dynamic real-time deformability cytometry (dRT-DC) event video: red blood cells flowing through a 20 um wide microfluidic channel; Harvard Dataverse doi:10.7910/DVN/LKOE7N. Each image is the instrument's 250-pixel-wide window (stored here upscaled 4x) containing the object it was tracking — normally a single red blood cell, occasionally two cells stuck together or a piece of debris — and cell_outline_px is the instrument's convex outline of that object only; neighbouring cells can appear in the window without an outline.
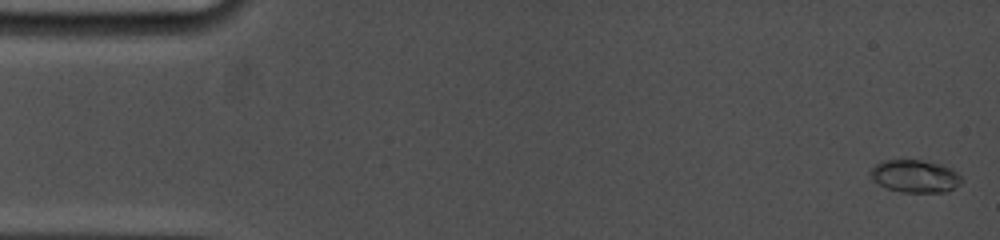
{"species": "common noctule bat (a hibernating species)", "species_latin": "Nyctalus noctula", "temperature_condition": "cold", "stored_images_in_passage": 48, "camera_frame_rate_fps": 5000, "um_per_image_px": 0.085, "animal": {"sex": "female", "body_mass_g": 19.0, "forearm_length_mm": 53.3}, "frame": {"image": 1, "passage_image": 1, "time_ms": 0.0, "image_size_px": [1000, 240], "cell_outline_px": [[964, 180], [960, 184], [948, 192], [900, 192], [888, 188], [880, 184], [868, 172], [876, 164], [884, 160], [920, 160], [940, 164], [952, 168]], "centroid_in_image_um": [77.82, 14.98], "position_along_channel_um": 7.2, "area_um2": 17.22}}
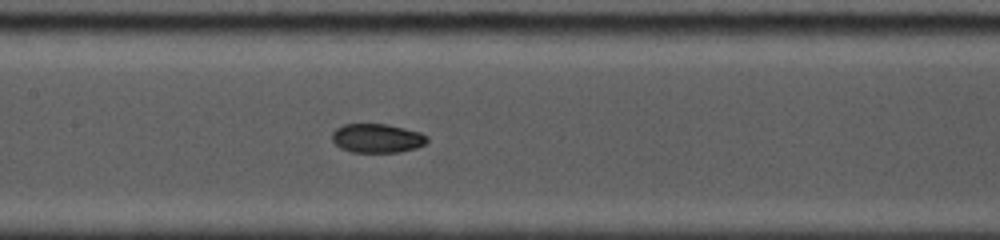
{"frame": {"image": 2, "passage_image": 23, "time_ms": 7.8, "image_size_px": [1000, 240], "cell_outline_px": [[428, 140], [424, 144], [416, 148], [400, 152], [352, 152], [340, 148], [332, 140], [332, 132], [336, 128], [344, 124], [388, 124], [420, 132], [428, 136]], "centroid_in_image_um": [32.05, 11.75], "position_along_channel_um": 175.4, "area_um2": 16.13}}
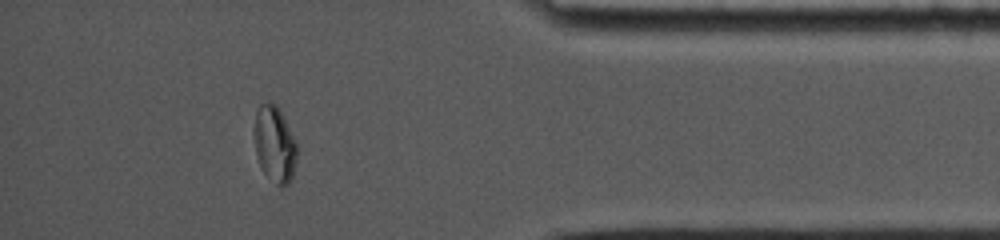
{"frame": {"image": 3, "passage_image": 42, "time_ms": 14.4, "image_size_px": [1000, 240], "cell_outline_px": [[296, 160], [292, 180], [288, 184], [276, 184], [264, 172], [256, 156], [252, 132], [256, 112], [260, 104], [268, 100], [276, 104], [280, 108], [296, 140]], "centroid_in_image_um": [23.32, 12.18], "position_along_channel_um": 411.9, "area_um2": 19.36}, "authors_computed_cell_mechanics": {"area_um2": 16.5308, "velocity_mm_per_s": 3.8564, "shape_relaxation_time_tau1_ms": 6.2173, "shape_relaxation_time_tau2_ms": 0.7084, "deformation_change_tau1": 0.2201, "deformation_change_tau2": 0.0313}}